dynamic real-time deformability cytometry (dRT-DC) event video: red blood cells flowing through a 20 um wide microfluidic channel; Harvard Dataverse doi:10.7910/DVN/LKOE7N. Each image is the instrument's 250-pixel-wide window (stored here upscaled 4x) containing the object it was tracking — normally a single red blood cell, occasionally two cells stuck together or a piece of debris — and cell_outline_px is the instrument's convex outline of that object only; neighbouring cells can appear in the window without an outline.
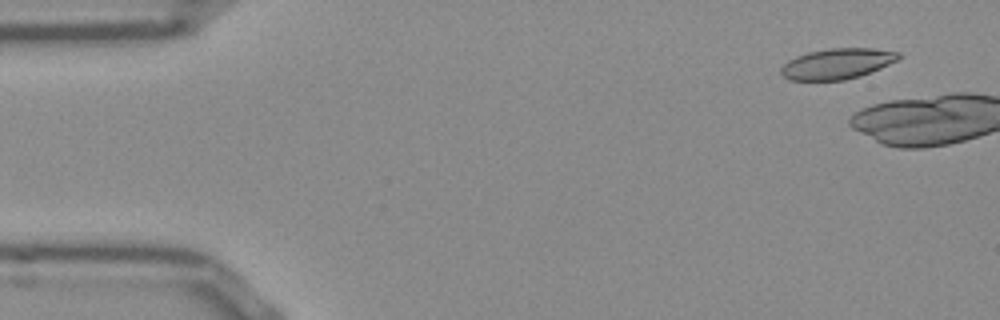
{"species": "Egyptian fruit bat (a non-hibernating species)", "species_latin": "Rousettus aegyptiacus", "temperature_condition": "room temperature", "stored_images_in_passage": 5, "camera_frame_rate_fps": 3000, "um_per_image_px": 0.085, "frame": {"image": 1, "passage_image": 2, "time_ms": 0.333, "image_size_px": [1000, 320], "cell_outline_px": [[900, 56], [896, 60], [880, 68], [860, 76], [844, 80], [788, 80], [780, 72], [780, 68], [788, 60], [796, 56], [808, 52], [828, 48], [872, 48], [900, 52]], "centroid_in_image_um": [71.13, 5.41], "position_along_channel_um": 13.9, "area_um2": 20.92}}